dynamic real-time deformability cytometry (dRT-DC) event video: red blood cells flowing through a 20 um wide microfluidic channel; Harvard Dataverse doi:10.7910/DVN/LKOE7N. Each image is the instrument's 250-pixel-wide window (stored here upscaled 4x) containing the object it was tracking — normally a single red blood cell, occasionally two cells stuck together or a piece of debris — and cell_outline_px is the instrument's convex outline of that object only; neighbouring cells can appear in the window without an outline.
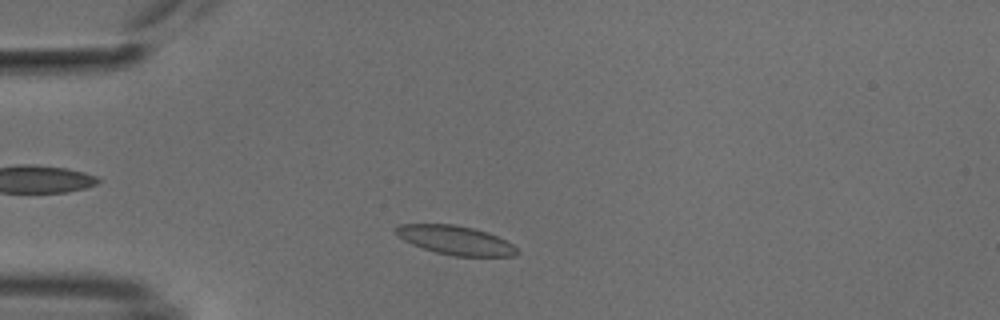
{"species": "common noctule bat (a hibernating species)", "species_latin": "Nyctalus noctula", "temperature_condition": "cold", "stored_images_in_passage": 46, "camera_frame_rate_fps": 3000, "um_per_image_px": 0.085, "animal": {"sex": "male", "body_mass_g": 18.8}, "frame": {"image": 1, "passage_image": 6, "time_ms": 1.667, "image_size_px": [1000, 320], "cell_outline_px": [[520, 252], [516, 256], [456, 256], [436, 252], [412, 244], [404, 240], [392, 232], [392, 228], [400, 224], [452, 224], [472, 228], [488, 232], [512, 244]], "centroid_in_image_um": [38.68, 20.41], "position_along_channel_um": 46.3, "area_um2": 20.4}}
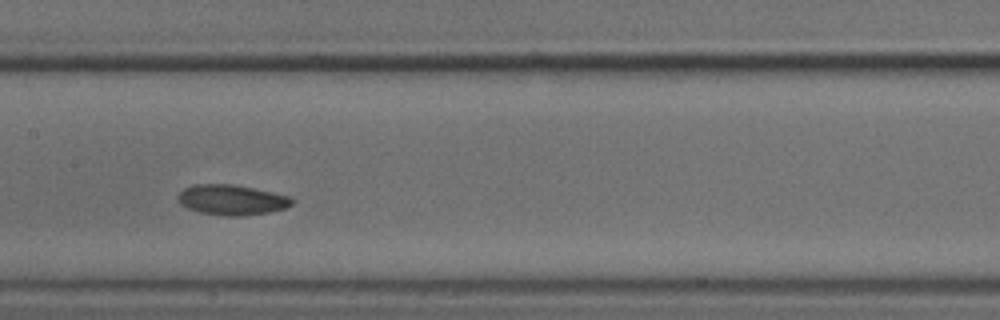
{"frame": {"image": 2, "passage_image": 19, "time_ms": 6.0, "image_size_px": [1000, 320], "cell_outline_px": [[292, 204], [284, 208], [268, 212], [244, 216], [228, 216], [200, 212], [188, 208], [180, 204], [176, 200], [176, 196], [184, 188], [196, 184], [232, 184], [292, 196]], "centroid_in_image_um": [19.67, 16.98], "position_along_channel_um": 187.7, "area_um2": 20.06}}
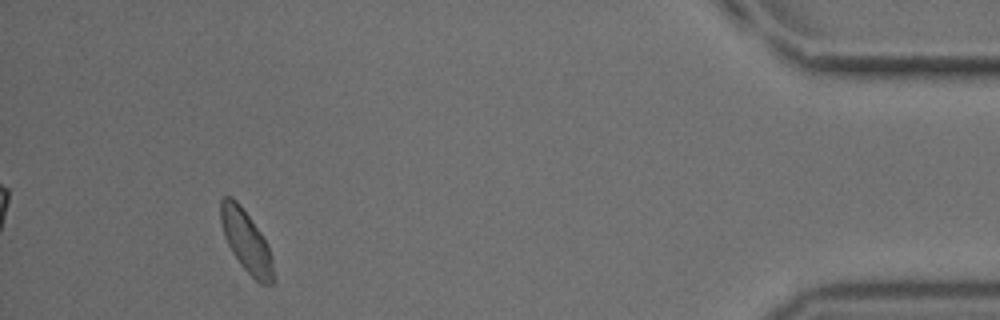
{"frame": {"image": 3, "passage_image": 42, "time_ms": 13.667, "image_size_px": [1000, 320], "cell_outline_px": [[272, 284], [260, 284], [240, 264], [232, 252], [224, 236], [220, 220], [220, 200], [224, 196], [232, 196], [240, 204], [260, 232], [268, 244], [272, 260]], "centroid_in_image_um": [20.89, 20.46], "position_along_channel_um": 414.3, "area_um2": 18.67}, "authors_computed_cell_mechanics": {"area_um2": 19.3919, "velocity_mm_per_s": 3.7339, "shape_relaxation_time_tau1_ms": 6.2411, "shape_relaxation_time_tau2_ms": 7.4806, "deformation_change_tau1": 0.1021, "deformation_change_tau2": 0.0717}}